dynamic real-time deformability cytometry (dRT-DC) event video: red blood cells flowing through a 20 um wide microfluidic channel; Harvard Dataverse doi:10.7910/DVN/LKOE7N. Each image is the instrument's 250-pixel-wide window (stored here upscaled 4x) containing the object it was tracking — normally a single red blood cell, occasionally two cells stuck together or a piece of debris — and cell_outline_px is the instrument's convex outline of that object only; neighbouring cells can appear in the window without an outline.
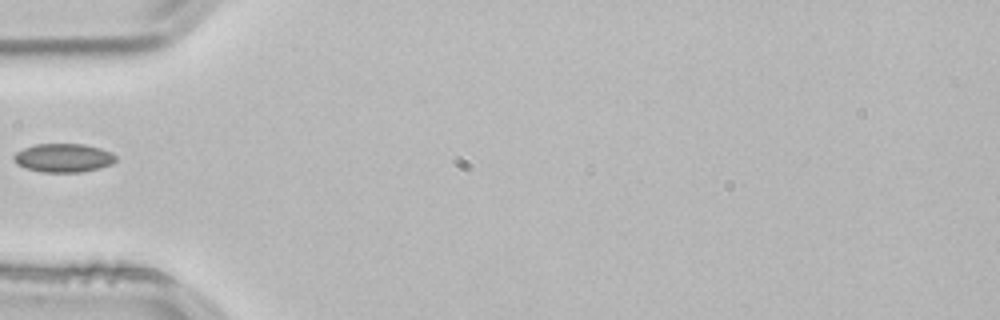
{"species": "common noctule bat (a hibernating species)", "species_latin": "Nyctalus noctula", "temperature_condition": "room temperature", "stored_images_in_passage": 7, "camera_frame_rate_fps": 3000, "um_per_image_px": 0.085, "animal": {"sex": "male", "body_mass_g": 21.5, "forearm_length_mm": 52.0}, "frame": {"image": 1, "passage_image": 1, "time_ms": 0.0, "image_size_px": [1000, 320], "cell_outline_px": [[116, 160], [112, 164], [100, 168], [80, 172], [40, 172], [16, 164], [12, 160], [12, 156], [16, 152], [24, 148], [36, 144], [84, 144], [100, 148], [112, 152], [116, 156]], "centroid_in_image_um": [5.39, 13.42], "position_along_channel_um": 79.6, "area_um2": 17.11}}